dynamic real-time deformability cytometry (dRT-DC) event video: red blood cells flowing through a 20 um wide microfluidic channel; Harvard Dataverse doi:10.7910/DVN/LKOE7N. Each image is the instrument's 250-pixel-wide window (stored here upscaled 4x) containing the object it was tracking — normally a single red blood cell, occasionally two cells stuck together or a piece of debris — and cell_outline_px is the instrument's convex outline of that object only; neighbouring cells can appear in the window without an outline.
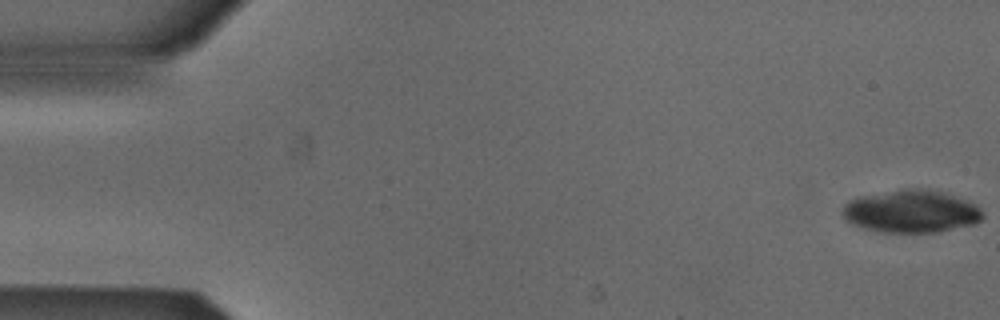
{"species": "Egyptian fruit bat (a non-hibernating species)", "species_latin": "Rousettus aegyptiacus", "temperature_condition": "cold", "stored_images_in_passage": 7, "camera_frame_rate_fps": 3000, "um_per_image_px": 0.085, "animal": {"sex": "male"}, "frame": {"image": 1, "passage_image": 1, "time_ms": 0.0, "image_size_px": [1000, 320], "cell_outline_px": [[984, 216], [976, 224], [936, 232], [880, 232], [864, 228], [852, 224], [840, 212], [844, 204], [848, 200], [856, 196], [904, 188], [928, 188], [968, 200], [976, 204], [984, 212]], "centroid_in_image_um": [77.45, 17.95], "position_along_channel_um": 7.6, "area_um2": 35.32}}
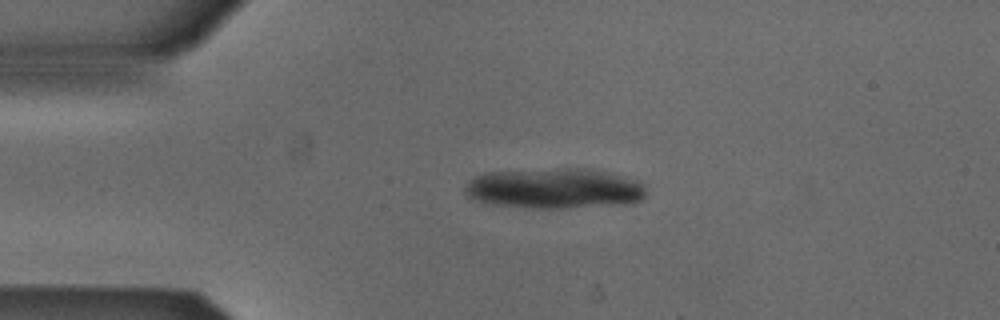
{"frame": {"image": 2, "passage_image": 4, "time_ms": 1.0, "image_size_px": [1000, 320], "cell_outline_px": [[644, 196], [640, 200], [632, 204], [568, 208], [532, 208], [484, 204], [468, 196], [464, 192], [464, 188], [468, 180], [484, 172], [560, 168], [588, 168], [608, 172], [636, 180], [644, 184]], "centroid_in_image_um": [47.1, 16.02], "position_along_channel_um": 37.9, "area_um2": 43.23}}